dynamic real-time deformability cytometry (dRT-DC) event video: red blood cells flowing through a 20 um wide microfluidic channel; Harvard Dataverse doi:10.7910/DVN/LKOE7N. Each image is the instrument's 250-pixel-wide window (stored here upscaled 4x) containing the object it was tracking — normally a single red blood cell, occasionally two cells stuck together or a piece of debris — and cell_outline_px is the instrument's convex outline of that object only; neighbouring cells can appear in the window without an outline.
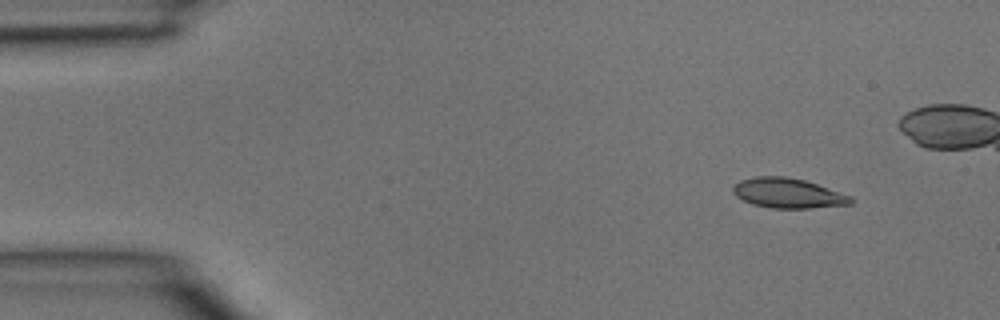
{"species": "common noctule bat (a hibernating species)", "species_latin": "Nyctalus noctula", "temperature_condition": "room temperature", "stored_images_in_passage": 4, "camera_frame_rate_fps": 3000, "um_per_image_px": 0.085, "animal": {"sex": "male", "body_mass_g": 15.6}, "frame": {"image": 1, "passage_image": 1, "time_ms": 0.0, "image_size_px": [1000, 320], "cell_outline_px": [[852, 204], [808, 208], [772, 208], [752, 204], [736, 196], [732, 192], [732, 188], [740, 180], [756, 176], [784, 176], [804, 180], [852, 196]], "centroid_in_image_um": [66.96, 16.42], "position_along_channel_um": 18.0, "area_um2": 20.35}}